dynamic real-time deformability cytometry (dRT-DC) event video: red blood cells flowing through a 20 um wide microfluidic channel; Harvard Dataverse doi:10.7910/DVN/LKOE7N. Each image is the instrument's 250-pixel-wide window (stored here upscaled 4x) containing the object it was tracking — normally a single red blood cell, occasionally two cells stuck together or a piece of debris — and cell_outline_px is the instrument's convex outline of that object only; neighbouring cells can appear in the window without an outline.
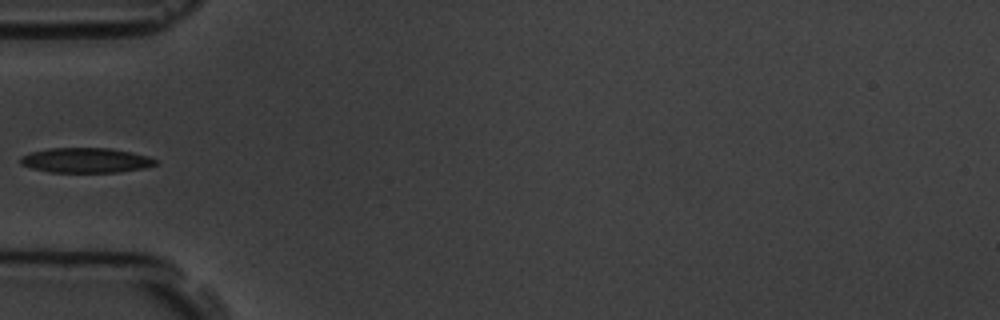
{"species": "common noctule bat (a hibernating species)", "species_latin": "Nyctalus noctula", "temperature_condition": "room temperature", "stored_images_in_passage": 8, "camera_frame_rate_fps": 3000, "um_per_image_px": 0.085, "animal": {"sex": "male", "body_mass_g": 19.5, "forearm_length_mm": 54.6}, "frame": {"image": 1, "passage_image": 4, "time_ms": 4.333, "image_size_px": [1000, 320], "cell_outline_px": [[156, 164], [144, 168], [120, 172], [48, 172], [32, 168], [20, 164], [20, 156], [32, 152], [48, 148], [112, 148], [148, 156], [156, 160]], "centroid_in_image_um": [7.27, 13.62], "position_along_channel_um": 77.7, "area_um2": 19.59}}
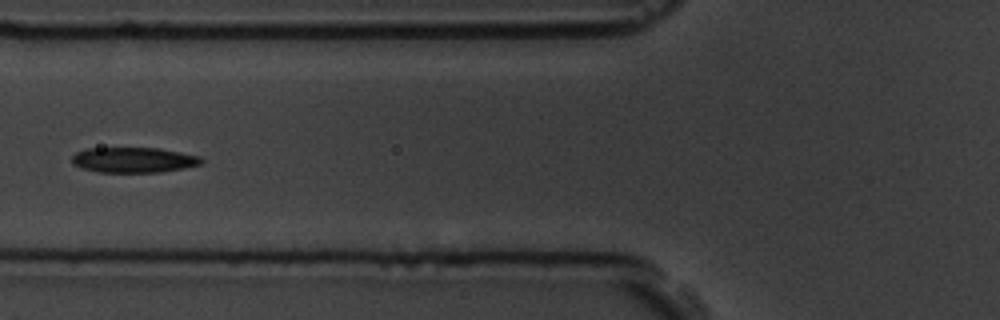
{"frame": {"image": 2, "passage_image": 5, "time_ms": 5.333, "image_size_px": [1000, 320], "cell_outline_px": [[204, 160], [200, 164], [184, 168], [160, 172], [96, 172], [80, 168], [72, 164], [72, 156], [76, 152], [88, 148], [160, 148], [200, 156]], "centroid_in_image_um": [11.33, 13.59], "position_along_channel_um": 114.5, "area_um2": 19.19}}
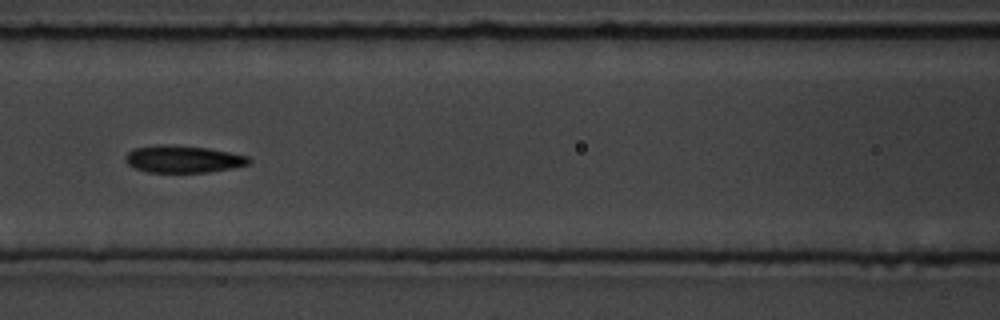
{"frame": {"image": 3, "passage_image": 6, "time_ms": 6.333, "image_size_px": [1000, 320], "cell_outline_px": [[252, 160], [248, 164], [232, 168], [208, 172], [148, 172], [136, 168], [128, 164], [124, 160], [124, 156], [132, 148], [156, 144], [164, 144], [208, 148], [248, 156]], "centroid_in_image_um": [15.52, 13.51], "position_along_channel_um": 151.1, "area_um2": 19.59}}